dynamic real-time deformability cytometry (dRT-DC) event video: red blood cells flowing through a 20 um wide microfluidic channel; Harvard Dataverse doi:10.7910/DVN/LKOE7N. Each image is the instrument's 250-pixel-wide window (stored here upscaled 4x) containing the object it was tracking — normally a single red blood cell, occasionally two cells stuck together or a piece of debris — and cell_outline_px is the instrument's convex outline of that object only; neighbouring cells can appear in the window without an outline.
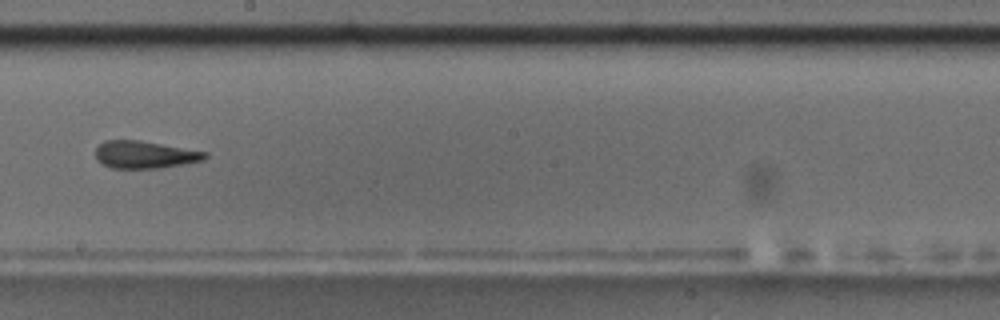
{"species": "common noctule bat (a hibernating species)", "species_latin": "Nyctalus noctula", "temperature_condition": "room temperature", "stored_images_in_passage": 17, "camera_frame_rate_fps": 3000, "um_per_image_px": 0.085, "animal": {"sex": "male", "body_mass_g": 17.5, "forearm_length_mm": 52.3}, "frame": {"image": 1, "passage_image": 10, "time_ms": 10.667, "image_size_px": [1000, 320], "cell_outline_px": [[208, 156], [204, 160], [184, 164], [160, 168], [112, 168], [100, 164], [96, 160], [96, 148], [104, 140], [136, 140], [208, 152]], "centroid_in_image_um": [12.28, 13.15], "position_along_channel_um": 235.9, "area_um2": 17.46}, "authors_computed_cell_mechanics": {"area_um2": 17.6868, "velocity_mm_per_s": 3.4915, "shape_relaxation_time_tau1_ms": 9.5988, "shape_relaxation_time_tau2_ms": 2.43, "deformation_change_tau1": 0.2233, "deformation_change_tau2": 0.1186}}